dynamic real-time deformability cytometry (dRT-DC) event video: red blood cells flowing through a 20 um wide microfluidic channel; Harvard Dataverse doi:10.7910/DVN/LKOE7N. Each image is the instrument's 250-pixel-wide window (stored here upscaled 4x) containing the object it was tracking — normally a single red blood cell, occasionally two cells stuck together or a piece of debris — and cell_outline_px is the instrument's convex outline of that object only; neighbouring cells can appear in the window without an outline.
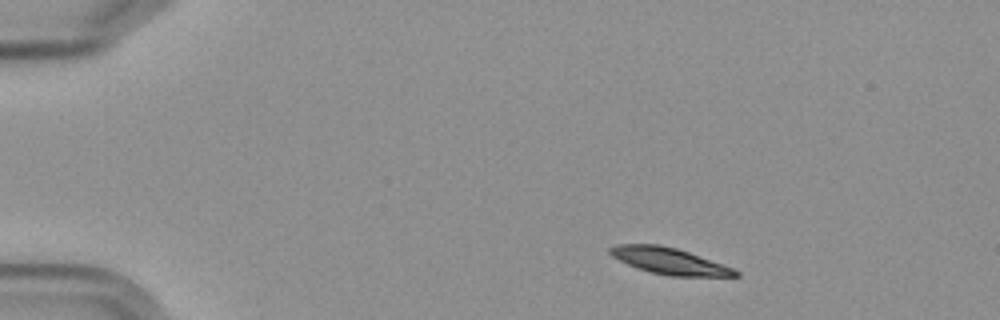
{"species": "Egyptian fruit bat (a non-hibernating species)", "species_latin": "Rousettus aegyptiacus", "temperature_condition": "cold", "stored_images_in_passage": 3, "camera_frame_rate_fps": 3000, "um_per_image_px": 0.085, "frame": {"image": 1, "passage_image": 1, "time_ms": 0.0, "image_size_px": [1000, 320], "cell_outline_px": [[740, 276], [668, 276], [648, 272], [636, 268], [612, 256], [608, 252], [608, 248], [616, 244], [660, 244], [676, 248], [688, 252], [732, 268], [740, 272]], "centroid_in_image_um": [56.84, 22.18], "position_along_channel_um": 28.2, "area_um2": 19.19}}